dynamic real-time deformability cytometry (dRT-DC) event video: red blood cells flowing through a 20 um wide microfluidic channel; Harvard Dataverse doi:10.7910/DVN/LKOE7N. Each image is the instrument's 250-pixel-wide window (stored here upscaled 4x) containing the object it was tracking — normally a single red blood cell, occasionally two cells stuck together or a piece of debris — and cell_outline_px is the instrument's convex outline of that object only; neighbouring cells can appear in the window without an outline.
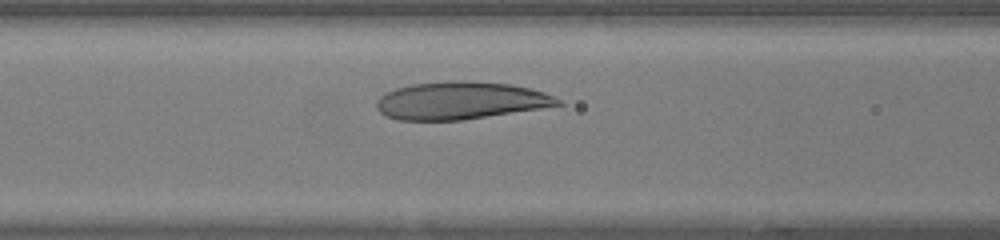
{"species": "human", "species_latin": "Homo sapiens", "temperature_condition": "warm", "stored_images_in_passage": 28, "camera_frame_rate_fps": 3000, "um_per_image_px": 0.085, "donor": {"sex": "female"}, "frame": {"image": 1, "passage_image": 7, "time_ms": 2.0, "image_size_px": [1000, 240], "cell_outline_px": [[564, 104], [540, 108], [460, 120], [396, 120], [380, 112], [376, 108], [376, 100], [380, 96], [396, 88], [412, 84], [456, 80], [472, 80], [508, 84], [528, 88], [544, 92], [560, 100]], "centroid_in_image_um": [39.1, 8.54], "position_along_channel_um": 127.5, "area_um2": 39.42}}
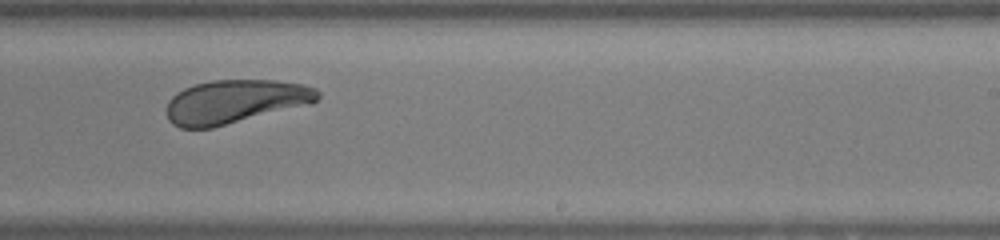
{"frame": {"image": 2, "passage_image": 17, "time_ms": 5.333, "image_size_px": [1000, 240], "cell_outline_px": [[320, 96], [312, 104], [212, 128], [180, 128], [172, 124], [168, 120], [168, 100], [176, 92], [184, 88], [196, 84], [212, 80], [276, 80], [300, 84], [316, 88], [320, 92]], "centroid_in_image_um": [20.0, 8.64], "position_along_channel_um": 269.0, "area_um2": 38.55}}
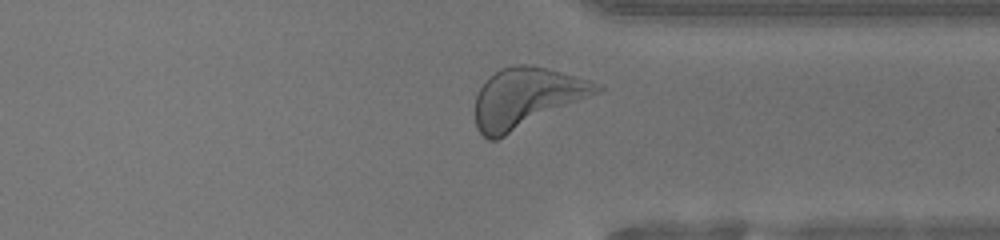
{"frame": {"image": 3, "passage_image": 24, "time_ms": 7.667, "image_size_px": [1000, 240], "cell_outline_px": [[604, 88], [600, 92], [496, 140], [488, 140], [476, 128], [476, 96], [484, 80], [488, 76], [500, 68], [512, 64], [524, 64], [544, 68], [576, 76], [600, 84]], "centroid_in_image_um": [44.71, 8.3], "position_along_channel_um": 366.7, "area_um2": 42.08}, "authors_computed_cell_mechanics": {"area_um2": 39.5641, "velocity_mm_per_s": 4.2608, "shape_relaxation_time_tau1_ms": 3.299, "shape_relaxation_time_tau2_ms": null, "deformation_change_tau1": 0.1402, "deformation_change_tau2": null}}